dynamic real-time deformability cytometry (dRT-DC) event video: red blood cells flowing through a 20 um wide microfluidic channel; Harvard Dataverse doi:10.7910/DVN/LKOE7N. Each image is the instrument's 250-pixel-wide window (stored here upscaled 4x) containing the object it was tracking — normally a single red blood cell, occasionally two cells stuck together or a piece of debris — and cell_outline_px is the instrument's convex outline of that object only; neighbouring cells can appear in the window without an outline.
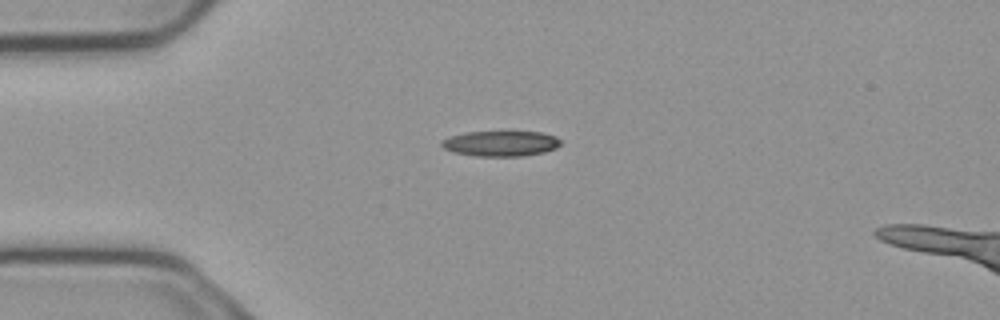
{"species": "common noctule bat (a hibernating species)", "species_latin": "Nyctalus noctula", "temperature_condition": "cold", "stored_images_in_passage": 2, "camera_frame_rate_fps": 3000, "um_per_image_px": 0.085, "animal": {"sex": "male", "body_mass_g": 23.1, "forearm_length_mm": 52.7}, "frame": {"image": 1, "passage_image": 1, "time_ms": 0.0, "image_size_px": [1000, 320], "cell_outline_px": [[560, 144], [556, 148], [544, 152], [524, 156], [472, 156], [452, 152], [444, 148], [440, 144], [440, 140], [448, 136], [464, 132], [540, 132], [556, 136], [560, 140]], "centroid_in_image_um": [42.51, 12.2], "position_along_channel_um": 42.5, "area_um2": 17.8}}